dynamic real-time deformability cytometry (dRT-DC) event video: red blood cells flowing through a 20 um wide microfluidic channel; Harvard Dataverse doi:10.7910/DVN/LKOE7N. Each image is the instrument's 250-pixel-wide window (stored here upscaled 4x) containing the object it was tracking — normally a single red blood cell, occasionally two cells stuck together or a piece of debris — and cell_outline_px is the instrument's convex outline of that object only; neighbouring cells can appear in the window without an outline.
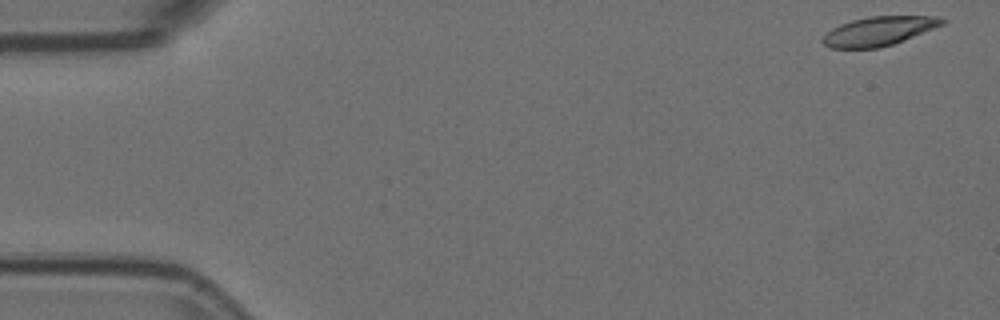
{"species": "Egyptian fruit bat (a non-hibernating species)", "species_latin": "Rousettus aegyptiacus", "temperature_condition": "room temperature", "stored_images_in_passage": 57, "camera_frame_rate_fps": 3000, "um_per_image_px": 0.085, "animal": {"sex": "female"}, "frame": {"image": 1, "passage_image": 1, "time_ms": 0.0, "image_size_px": [1000, 320], "cell_outline_px": [[944, 24], [904, 40], [880, 48], [828, 48], [820, 40], [832, 28], [840, 24], [852, 20], [872, 16], [940, 16], [944, 20]], "centroid_in_image_um": [74.68, 2.65], "position_along_channel_um": 10.3, "area_um2": 20.11}}
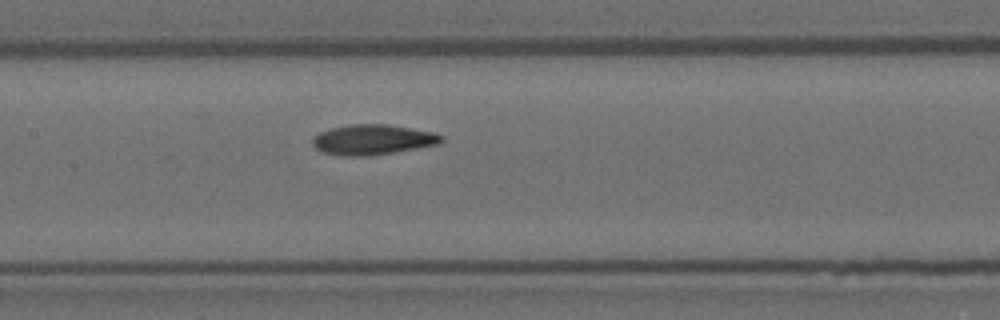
{"frame": {"image": 2, "passage_image": 26, "time_ms": 8.333, "image_size_px": [1000, 320], "cell_outline_px": [[444, 140], [440, 144], [392, 152], [364, 156], [340, 156], [320, 152], [312, 144], [312, 140], [320, 132], [332, 128], [352, 124], [388, 124], [432, 132], [444, 136]], "centroid_in_image_um": [31.67, 11.87], "position_along_channel_um": 175.7, "area_um2": 22.54}}
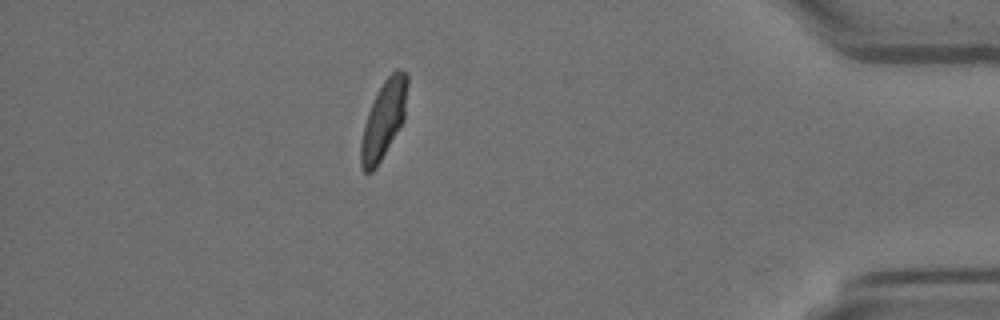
{"frame": {"image": 3, "passage_image": 49, "time_ms": 16.0, "image_size_px": [1000, 320], "cell_outline_px": [[408, 84], [404, 120], [376, 168], [372, 172], [364, 172], [360, 164], [360, 144], [368, 112], [384, 80], [396, 68], [400, 68], [408, 72]], "centroid_in_image_um": [32.63, 10.14], "position_along_channel_um": 402.6, "area_um2": 20.87}, "authors_computed_cell_mechanics": {"area_um2": 21.6172, "velocity_mm_per_s": 3.5544, "shape_relaxation_time_tau1_ms": 5.3497, "shape_relaxation_time_tau2_ms": 1.3719, "deformation_change_tau1": 0.183, "deformation_change_tau2": 0.0608}}